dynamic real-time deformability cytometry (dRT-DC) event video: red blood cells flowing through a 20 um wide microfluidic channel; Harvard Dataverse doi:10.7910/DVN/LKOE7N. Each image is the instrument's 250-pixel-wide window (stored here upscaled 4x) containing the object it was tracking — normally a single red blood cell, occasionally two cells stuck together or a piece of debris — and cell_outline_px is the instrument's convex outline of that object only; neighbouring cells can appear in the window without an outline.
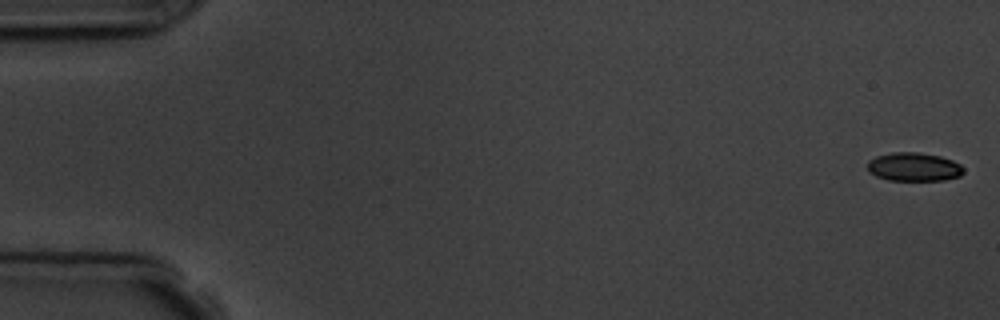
{"species": "common noctule bat (a hibernating species)", "species_latin": "Nyctalus noctula", "temperature_condition": "room temperature", "stored_images_in_passage": 4, "camera_frame_rate_fps": 3000, "um_per_image_px": 0.085, "animal": {"sex": "male", "body_mass_g": 19.5, "forearm_length_mm": 54.6}, "frame": {"image": 1, "passage_image": 1, "time_ms": 0.0, "image_size_px": [1000, 320], "cell_outline_px": [[964, 172], [960, 176], [944, 180], [888, 180], [876, 176], [868, 172], [868, 160], [876, 156], [892, 152], [920, 152], [940, 156], [952, 160], [960, 164], [964, 168]], "centroid_in_image_um": [77.68, 14.18], "position_along_channel_um": 7.3, "area_um2": 16.13}}